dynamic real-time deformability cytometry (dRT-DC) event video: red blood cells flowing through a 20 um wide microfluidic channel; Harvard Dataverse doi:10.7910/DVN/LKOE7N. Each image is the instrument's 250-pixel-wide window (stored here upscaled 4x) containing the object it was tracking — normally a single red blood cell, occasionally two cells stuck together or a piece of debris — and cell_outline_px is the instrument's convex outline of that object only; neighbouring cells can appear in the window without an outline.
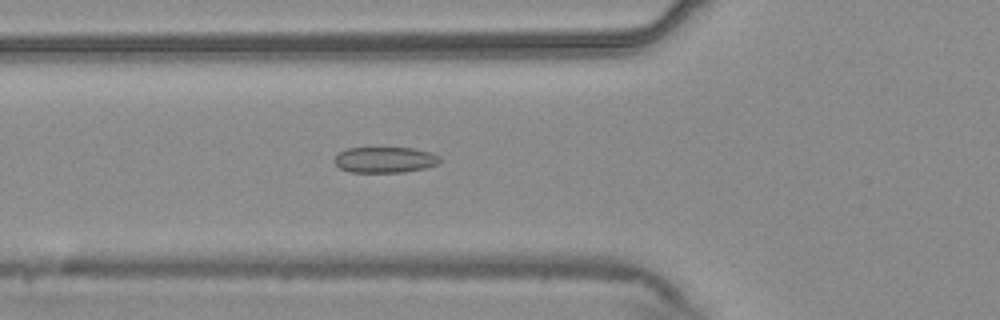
{"species": "common noctule bat (a hibernating species)", "species_latin": "Nyctalus noctula", "temperature_condition": "warm", "stored_images_in_passage": 55, "camera_frame_rate_fps": 3000, "um_per_image_px": 0.085, "animal": {"sex": "male", "body_mass_g": 20.4}, "frame": {"image": 1, "passage_image": 20, "time_ms": 6.333, "image_size_px": [1000, 320], "cell_outline_px": [[440, 160], [436, 164], [428, 168], [404, 172], [352, 172], [340, 168], [332, 160], [340, 152], [348, 148], [412, 148], [432, 152], [440, 156]], "centroid_in_image_um": [32.74, 13.58], "position_along_channel_um": 93.1, "area_um2": 15.9}}
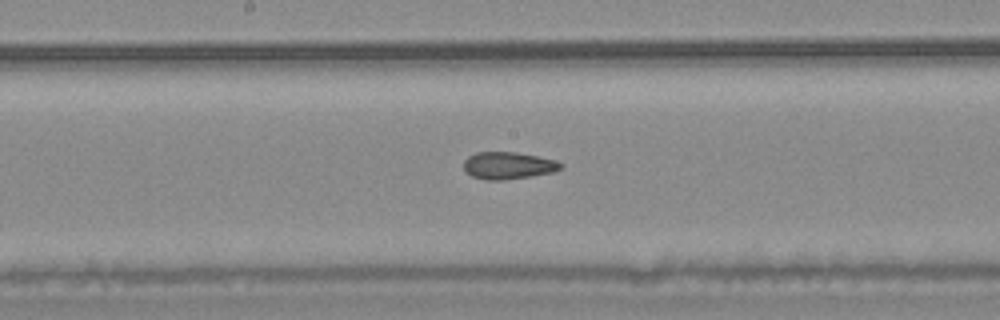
{"frame": {"image": 2, "passage_image": 29, "time_ms": 9.333, "image_size_px": [1000, 320], "cell_outline_px": [[564, 164], [560, 168], [552, 172], [532, 176], [504, 180], [484, 180], [472, 176], [464, 172], [464, 160], [468, 156], [476, 152], [516, 152], [556, 160]], "centroid_in_image_um": [43.16, 14.07], "position_along_channel_um": 205.0, "area_um2": 15.43}}
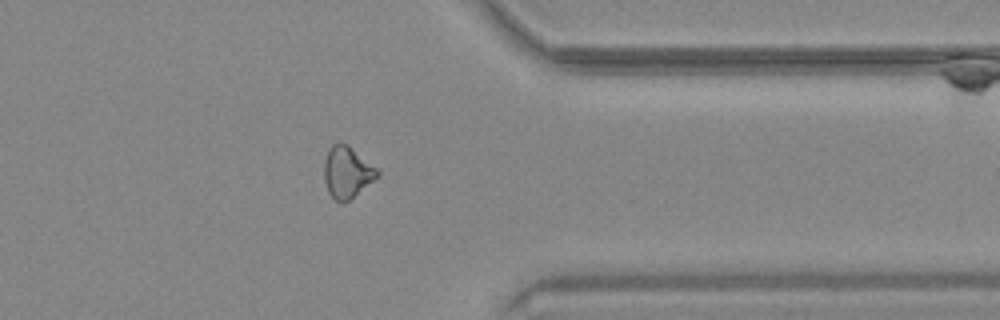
{"frame": {"image": 3, "passage_image": 44, "time_ms": 14.333, "image_size_px": [1000, 320], "cell_outline_px": [[380, 176], [344, 204], [336, 200], [328, 192], [324, 180], [324, 160], [328, 148], [332, 144], [348, 144], [376, 168], [380, 172]], "centroid_in_image_um": [29.5, 14.65], "position_along_channel_um": 381.9, "area_um2": 16.01}, "authors_computed_cell_mechanics": {"area_um2": 16.184, "velocity_mm_per_s": 3.7142, "shape_relaxation_time_tau1_ms": null, "shape_relaxation_time_tau2_ms": 2.6748, "deformation_change_tau1": null, "deformation_change_tau2": 0.0857}}